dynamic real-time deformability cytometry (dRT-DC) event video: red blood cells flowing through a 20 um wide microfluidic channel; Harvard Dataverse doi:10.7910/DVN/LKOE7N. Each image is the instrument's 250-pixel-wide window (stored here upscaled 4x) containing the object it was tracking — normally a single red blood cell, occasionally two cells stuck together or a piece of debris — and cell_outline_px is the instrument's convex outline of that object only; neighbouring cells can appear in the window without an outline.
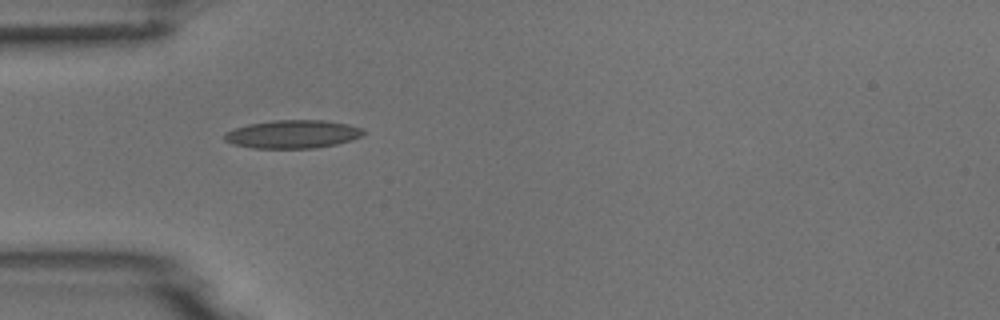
{"species": "common noctule bat (a hibernating species)", "species_latin": "Nyctalus noctula", "temperature_condition": "room temperature", "stored_images_in_passage": 6, "camera_frame_rate_fps": 3000, "um_per_image_px": 0.085, "animal": {"sex": "male", "body_mass_g": 18.8}, "frame": {"image": 1, "passage_image": 1, "time_ms": 0.0, "image_size_px": [1000, 320], "cell_outline_px": [[364, 136], [352, 140], [336, 144], [316, 148], [252, 148], [232, 144], [224, 140], [224, 132], [248, 124], [272, 120], [324, 120], [348, 124], [364, 128]], "centroid_in_image_um": [24.9, 11.4], "position_along_channel_um": 60.1, "area_um2": 23.06}}
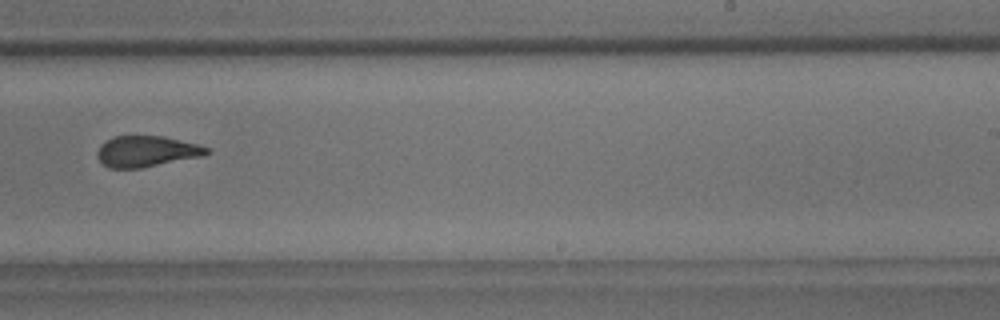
{"frame": {"image": 2, "passage_image": 6, "time_ms": 5.667, "image_size_px": [1000, 320], "cell_outline_px": [[212, 152], [204, 156], [140, 168], [108, 168], [96, 156], [96, 152], [100, 144], [104, 140], [112, 136], [164, 136], [200, 144], [208, 148]], "centroid_in_image_um": [12.46, 12.85], "position_along_channel_um": 276.5, "area_um2": 20.06}}